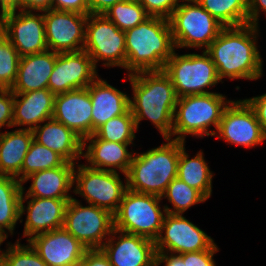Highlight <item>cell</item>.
<instances>
[{"label": "cell", "instance_id": "6da1fadb", "mask_svg": "<svg viewBox=\"0 0 266 266\" xmlns=\"http://www.w3.org/2000/svg\"><path fill=\"white\" fill-rule=\"evenodd\" d=\"M259 26L245 24L224 27L217 38L205 50L216 66L220 80H258L263 74L257 41Z\"/></svg>", "mask_w": 266, "mask_h": 266}, {"label": "cell", "instance_id": "7a4b0ae2", "mask_svg": "<svg viewBox=\"0 0 266 266\" xmlns=\"http://www.w3.org/2000/svg\"><path fill=\"white\" fill-rule=\"evenodd\" d=\"M132 95L130 110L138 131L142 120H149L163 139L170 138L178 96L171 78L162 71H140L127 75Z\"/></svg>", "mask_w": 266, "mask_h": 266}, {"label": "cell", "instance_id": "3957f363", "mask_svg": "<svg viewBox=\"0 0 266 266\" xmlns=\"http://www.w3.org/2000/svg\"><path fill=\"white\" fill-rule=\"evenodd\" d=\"M127 75L140 71H162L176 50L169 19L149 16L124 31Z\"/></svg>", "mask_w": 266, "mask_h": 266}, {"label": "cell", "instance_id": "277c9868", "mask_svg": "<svg viewBox=\"0 0 266 266\" xmlns=\"http://www.w3.org/2000/svg\"><path fill=\"white\" fill-rule=\"evenodd\" d=\"M161 146L146 152H134L126 174L127 189L161 197L177 177L180 140L164 139Z\"/></svg>", "mask_w": 266, "mask_h": 266}, {"label": "cell", "instance_id": "5b68a950", "mask_svg": "<svg viewBox=\"0 0 266 266\" xmlns=\"http://www.w3.org/2000/svg\"><path fill=\"white\" fill-rule=\"evenodd\" d=\"M232 100L218 92L179 97L174 110L171 139L214 136L225 108ZM210 127L214 129L210 130Z\"/></svg>", "mask_w": 266, "mask_h": 266}, {"label": "cell", "instance_id": "8992f818", "mask_svg": "<svg viewBox=\"0 0 266 266\" xmlns=\"http://www.w3.org/2000/svg\"><path fill=\"white\" fill-rule=\"evenodd\" d=\"M182 2V3H181ZM169 18L176 50H206L225 27L197 0H181Z\"/></svg>", "mask_w": 266, "mask_h": 266}, {"label": "cell", "instance_id": "52a82bcc", "mask_svg": "<svg viewBox=\"0 0 266 266\" xmlns=\"http://www.w3.org/2000/svg\"><path fill=\"white\" fill-rule=\"evenodd\" d=\"M161 201V197L127 189L113 214L114 228L155 241L167 213Z\"/></svg>", "mask_w": 266, "mask_h": 266}, {"label": "cell", "instance_id": "ba28073f", "mask_svg": "<svg viewBox=\"0 0 266 266\" xmlns=\"http://www.w3.org/2000/svg\"><path fill=\"white\" fill-rule=\"evenodd\" d=\"M163 71L171 78L178 98L213 93L209 88L222 82L215 64L205 50L201 54H179L175 50Z\"/></svg>", "mask_w": 266, "mask_h": 266}, {"label": "cell", "instance_id": "9c48e42d", "mask_svg": "<svg viewBox=\"0 0 266 266\" xmlns=\"http://www.w3.org/2000/svg\"><path fill=\"white\" fill-rule=\"evenodd\" d=\"M119 172L100 170L77 164L73 173V192L82 196L87 204L104 208L114 214L127 190Z\"/></svg>", "mask_w": 266, "mask_h": 266}, {"label": "cell", "instance_id": "30bf717a", "mask_svg": "<svg viewBox=\"0 0 266 266\" xmlns=\"http://www.w3.org/2000/svg\"><path fill=\"white\" fill-rule=\"evenodd\" d=\"M83 50L91 57L96 68L99 61L104 67L125 68V33L104 14H88Z\"/></svg>", "mask_w": 266, "mask_h": 266}, {"label": "cell", "instance_id": "8fae6325", "mask_svg": "<svg viewBox=\"0 0 266 266\" xmlns=\"http://www.w3.org/2000/svg\"><path fill=\"white\" fill-rule=\"evenodd\" d=\"M63 228L88 249H100L111 236L114 217L104 208L83 206L73 197L66 207Z\"/></svg>", "mask_w": 266, "mask_h": 266}, {"label": "cell", "instance_id": "7c38bea8", "mask_svg": "<svg viewBox=\"0 0 266 266\" xmlns=\"http://www.w3.org/2000/svg\"><path fill=\"white\" fill-rule=\"evenodd\" d=\"M0 30L16 48L20 57L48 50L43 11L8 8L3 15Z\"/></svg>", "mask_w": 266, "mask_h": 266}, {"label": "cell", "instance_id": "4fadbf2b", "mask_svg": "<svg viewBox=\"0 0 266 266\" xmlns=\"http://www.w3.org/2000/svg\"><path fill=\"white\" fill-rule=\"evenodd\" d=\"M214 136L228 144L244 148L256 147L266 140L255 111L245 99L229 103Z\"/></svg>", "mask_w": 266, "mask_h": 266}, {"label": "cell", "instance_id": "5bb4252c", "mask_svg": "<svg viewBox=\"0 0 266 266\" xmlns=\"http://www.w3.org/2000/svg\"><path fill=\"white\" fill-rule=\"evenodd\" d=\"M154 243L156 251L183 254L208 250L215 242L205 231L184 217V214L166 213Z\"/></svg>", "mask_w": 266, "mask_h": 266}, {"label": "cell", "instance_id": "9a60e30c", "mask_svg": "<svg viewBox=\"0 0 266 266\" xmlns=\"http://www.w3.org/2000/svg\"><path fill=\"white\" fill-rule=\"evenodd\" d=\"M43 18L48 50L68 53L84 49L88 14L49 9L43 11Z\"/></svg>", "mask_w": 266, "mask_h": 266}, {"label": "cell", "instance_id": "2e32d148", "mask_svg": "<svg viewBox=\"0 0 266 266\" xmlns=\"http://www.w3.org/2000/svg\"><path fill=\"white\" fill-rule=\"evenodd\" d=\"M91 57L84 50L57 53L48 89L54 94L87 88L99 75Z\"/></svg>", "mask_w": 266, "mask_h": 266}, {"label": "cell", "instance_id": "e0dca14e", "mask_svg": "<svg viewBox=\"0 0 266 266\" xmlns=\"http://www.w3.org/2000/svg\"><path fill=\"white\" fill-rule=\"evenodd\" d=\"M112 266H156L154 241L113 229L100 248Z\"/></svg>", "mask_w": 266, "mask_h": 266}, {"label": "cell", "instance_id": "ac0fdd59", "mask_svg": "<svg viewBox=\"0 0 266 266\" xmlns=\"http://www.w3.org/2000/svg\"><path fill=\"white\" fill-rule=\"evenodd\" d=\"M27 243L48 266H76L88 250L64 228L33 236Z\"/></svg>", "mask_w": 266, "mask_h": 266}, {"label": "cell", "instance_id": "d6986e66", "mask_svg": "<svg viewBox=\"0 0 266 266\" xmlns=\"http://www.w3.org/2000/svg\"><path fill=\"white\" fill-rule=\"evenodd\" d=\"M69 201L70 199L21 197L20 218L26 213L22 237H27L28 241L38 234L63 228Z\"/></svg>", "mask_w": 266, "mask_h": 266}, {"label": "cell", "instance_id": "ffe728a7", "mask_svg": "<svg viewBox=\"0 0 266 266\" xmlns=\"http://www.w3.org/2000/svg\"><path fill=\"white\" fill-rule=\"evenodd\" d=\"M53 119L82 140L92 135V103L87 88L55 95Z\"/></svg>", "mask_w": 266, "mask_h": 266}, {"label": "cell", "instance_id": "44dd1931", "mask_svg": "<svg viewBox=\"0 0 266 266\" xmlns=\"http://www.w3.org/2000/svg\"><path fill=\"white\" fill-rule=\"evenodd\" d=\"M130 145L136 146L134 143L102 140L93 134L83 140L82 158L88 162L86 164L88 167L114 172L120 171L126 177L134 155V150L131 149V152L128 150Z\"/></svg>", "mask_w": 266, "mask_h": 266}, {"label": "cell", "instance_id": "7402d4cb", "mask_svg": "<svg viewBox=\"0 0 266 266\" xmlns=\"http://www.w3.org/2000/svg\"><path fill=\"white\" fill-rule=\"evenodd\" d=\"M74 163L64 162L61 166L37 171L22 180V197H38L52 199H71L73 192ZM31 180L25 191L24 183ZM26 192V193H25Z\"/></svg>", "mask_w": 266, "mask_h": 266}, {"label": "cell", "instance_id": "603a6c76", "mask_svg": "<svg viewBox=\"0 0 266 266\" xmlns=\"http://www.w3.org/2000/svg\"><path fill=\"white\" fill-rule=\"evenodd\" d=\"M87 89L92 103V135L105 122L130 109V96L99 76Z\"/></svg>", "mask_w": 266, "mask_h": 266}, {"label": "cell", "instance_id": "cb8c5ba5", "mask_svg": "<svg viewBox=\"0 0 266 266\" xmlns=\"http://www.w3.org/2000/svg\"><path fill=\"white\" fill-rule=\"evenodd\" d=\"M55 95L48 89L25 93H14L13 127L33 130L51 119L54 112Z\"/></svg>", "mask_w": 266, "mask_h": 266}, {"label": "cell", "instance_id": "d4e9b609", "mask_svg": "<svg viewBox=\"0 0 266 266\" xmlns=\"http://www.w3.org/2000/svg\"><path fill=\"white\" fill-rule=\"evenodd\" d=\"M32 132L36 142L56 152L66 162L77 164L82 159L83 140L55 119L44 121Z\"/></svg>", "mask_w": 266, "mask_h": 266}, {"label": "cell", "instance_id": "484cf974", "mask_svg": "<svg viewBox=\"0 0 266 266\" xmlns=\"http://www.w3.org/2000/svg\"><path fill=\"white\" fill-rule=\"evenodd\" d=\"M57 53L51 50L20 57L13 93H25L48 88Z\"/></svg>", "mask_w": 266, "mask_h": 266}, {"label": "cell", "instance_id": "4316f807", "mask_svg": "<svg viewBox=\"0 0 266 266\" xmlns=\"http://www.w3.org/2000/svg\"><path fill=\"white\" fill-rule=\"evenodd\" d=\"M32 141V130L0 132V175L14 176L21 182V168Z\"/></svg>", "mask_w": 266, "mask_h": 266}, {"label": "cell", "instance_id": "83f0119b", "mask_svg": "<svg viewBox=\"0 0 266 266\" xmlns=\"http://www.w3.org/2000/svg\"><path fill=\"white\" fill-rule=\"evenodd\" d=\"M184 141L180 140V154L178 161L177 177L188 186L198 190L206 199L212 195V180L214 173L210 170L206 159H204L203 150L198 151L190 159L187 153Z\"/></svg>", "mask_w": 266, "mask_h": 266}, {"label": "cell", "instance_id": "f1b7e54d", "mask_svg": "<svg viewBox=\"0 0 266 266\" xmlns=\"http://www.w3.org/2000/svg\"><path fill=\"white\" fill-rule=\"evenodd\" d=\"M22 183L14 176L0 175V230L9 236L22 223L20 203Z\"/></svg>", "mask_w": 266, "mask_h": 266}, {"label": "cell", "instance_id": "f546056e", "mask_svg": "<svg viewBox=\"0 0 266 266\" xmlns=\"http://www.w3.org/2000/svg\"><path fill=\"white\" fill-rule=\"evenodd\" d=\"M225 27L248 24V0H197Z\"/></svg>", "mask_w": 266, "mask_h": 266}, {"label": "cell", "instance_id": "4dcf8cb0", "mask_svg": "<svg viewBox=\"0 0 266 266\" xmlns=\"http://www.w3.org/2000/svg\"><path fill=\"white\" fill-rule=\"evenodd\" d=\"M161 199H167L173 206L172 208L164 205L166 212L170 214H184L192 206L207 201L198 190L188 186L178 177L169 183Z\"/></svg>", "mask_w": 266, "mask_h": 266}, {"label": "cell", "instance_id": "1f68e13d", "mask_svg": "<svg viewBox=\"0 0 266 266\" xmlns=\"http://www.w3.org/2000/svg\"><path fill=\"white\" fill-rule=\"evenodd\" d=\"M137 128L135 119L129 109L125 114L111 118L101 125L94 134L106 141L117 143H133Z\"/></svg>", "mask_w": 266, "mask_h": 266}, {"label": "cell", "instance_id": "d6a6232c", "mask_svg": "<svg viewBox=\"0 0 266 266\" xmlns=\"http://www.w3.org/2000/svg\"><path fill=\"white\" fill-rule=\"evenodd\" d=\"M64 162L65 160L59 154L33 139L24 157L21 168V182L31 173L53 169L61 166Z\"/></svg>", "mask_w": 266, "mask_h": 266}, {"label": "cell", "instance_id": "836d02e7", "mask_svg": "<svg viewBox=\"0 0 266 266\" xmlns=\"http://www.w3.org/2000/svg\"><path fill=\"white\" fill-rule=\"evenodd\" d=\"M103 14L122 31L138 26L149 17L138 0L118 2Z\"/></svg>", "mask_w": 266, "mask_h": 266}, {"label": "cell", "instance_id": "e575fe53", "mask_svg": "<svg viewBox=\"0 0 266 266\" xmlns=\"http://www.w3.org/2000/svg\"><path fill=\"white\" fill-rule=\"evenodd\" d=\"M20 55L0 30V88L11 89L18 71Z\"/></svg>", "mask_w": 266, "mask_h": 266}, {"label": "cell", "instance_id": "d590c367", "mask_svg": "<svg viewBox=\"0 0 266 266\" xmlns=\"http://www.w3.org/2000/svg\"><path fill=\"white\" fill-rule=\"evenodd\" d=\"M20 240L7 242L0 266H48L29 243L21 244Z\"/></svg>", "mask_w": 266, "mask_h": 266}, {"label": "cell", "instance_id": "8d00e7d4", "mask_svg": "<svg viewBox=\"0 0 266 266\" xmlns=\"http://www.w3.org/2000/svg\"><path fill=\"white\" fill-rule=\"evenodd\" d=\"M149 16L169 19L181 0H138Z\"/></svg>", "mask_w": 266, "mask_h": 266}, {"label": "cell", "instance_id": "74e56055", "mask_svg": "<svg viewBox=\"0 0 266 266\" xmlns=\"http://www.w3.org/2000/svg\"><path fill=\"white\" fill-rule=\"evenodd\" d=\"M217 252L219 248L214 243L208 250L183 253V260L186 266H216L214 256Z\"/></svg>", "mask_w": 266, "mask_h": 266}, {"label": "cell", "instance_id": "f35d334b", "mask_svg": "<svg viewBox=\"0 0 266 266\" xmlns=\"http://www.w3.org/2000/svg\"><path fill=\"white\" fill-rule=\"evenodd\" d=\"M14 93L10 89L0 88V129L13 127Z\"/></svg>", "mask_w": 266, "mask_h": 266}, {"label": "cell", "instance_id": "ab89813d", "mask_svg": "<svg viewBox=\"0 0 266 266\" xmlns=\"http://www.w3.org/2000/svg\"><path fill=\"white\" fill-rule=\"evenodd\" d=\"M8 8L24 11H44L52 9V0H12Z\"/></svg>", "mask_w": 266, "mask_h": 266}, {"label": "cell", "instance_id": "60d3db41", "mask_svg": "<svg viewBox=\"0 0 266 266\" xmlns=\"http://www.w3.org/2000/svg\"><path fill=\"white\" fill-rule=\"evenodd\" d=\"M52 9L89 14L88 0H52Z\"/></svg>", "mask_w": 266, "mask_h": 266}, {"label": "cell", "instance_id": "b9f144b4", "mask_svg": "<svg viewBox=\"0 0 266 266\" xmlns=\"http://www.w3.org/2000/svg\"><path fill=\"white\" fill-rule=\"evenodd\" d=\"M245 100L255 111L262 131L266 135V93L252 98H245Z\"/></svg>", "mask_w": 266, "mask_h": 266}, {"label": "cell", "instance_id": "7bdbcfd3", "mask_svg": "<svg viewBox=\"0 0 266 266\" xmlns=\"http://www.w3.org/2000/svg\"><path fill=\"white\" fill-rule=\"evenodd\" d=\"M76 266H112L101 249H88Z\"/></svg>", "mask_w": 266, "mask_h": 266}, {"label": "cell", "instance_id": "ee69618b", "mask_svg": "<svg viewBox=\"0 0 266 266\" xmlns=\"http://www.w3.org/2000/svg\"><path fill=\"white\" fill-rule=\"evenodd\" d=\"M261 12L266 16V0H248V23L259 26Z\"/></svg>", "mask_w": 266, "mask_h": 266}, {"label": "cell", "instance_id": "f6af8a7d", "mask_svg": "<svg viewBox=\"0 0 266 266\" xmlns=\"http://www.w3.org/2000/svg\"><path fill=\"white\" fill-rule=\"evenodd\" d=\"M162 263L165 264L164 266H186L183 254L156 251V266H160Z\"/></svg>", "mask_w": 266, "mask_h": 266}, {"label": "cell", "instance_id": "bcb514c9", "mask_svg": "<svg viewBox=\"0 0 266 266\" xmlns=\"http://www.w3.org/2000/svg\"><path fill=\"white\" fill-rule=\"evenodd\" d=\"M124 0H88L89 14H103L114 4Z\"/></svg>", "mask_w": 266, "mask_h": 266}, {"label": "cell", "instance_id": "7dc6e473", "mask_svg": "<svg viewBox=\"0 0 266 266\" xmlns=\"http://www.w3.org/2000/svg\"><path fill=\"white\" fill-rule=\"evenodd\" d=\"M7 9H8V5L3 0H0V25L3 19V15L5 14V11Z\"/></svg>", "mask_w": 266, "mask_h": 266}, {"label": "cell", "instance_id": "c3c4849f", "mask_svg": "<svg viewBox=\"0 0 266 266\" xmlns=\"http://www.w3.org/2000/svg\"><path fill=\"white\" fill-rule=\"evenodd\" d=\"M7 238H8V235L5 234L2 230H0V247L2 243L7 240ZM4 251L5 250H1L0 248V261H1L2 255L4 254Z\"/></svg>", "mask_w": 266, "mask_h": 266}, {"label": "cell", "instance_id": "681fc988", "mask_svg": "<svg viewBox=\"0 0 266 266\" xmlns=\"http://www.w3.org/2000/svg\"><path fill=\"white\" fill-rule=\"evenodd\" d=\"M7 5L12 1V0H3Z\"/></svg>", "mask_w": 266, "mask_h": 266}]
</instances>
